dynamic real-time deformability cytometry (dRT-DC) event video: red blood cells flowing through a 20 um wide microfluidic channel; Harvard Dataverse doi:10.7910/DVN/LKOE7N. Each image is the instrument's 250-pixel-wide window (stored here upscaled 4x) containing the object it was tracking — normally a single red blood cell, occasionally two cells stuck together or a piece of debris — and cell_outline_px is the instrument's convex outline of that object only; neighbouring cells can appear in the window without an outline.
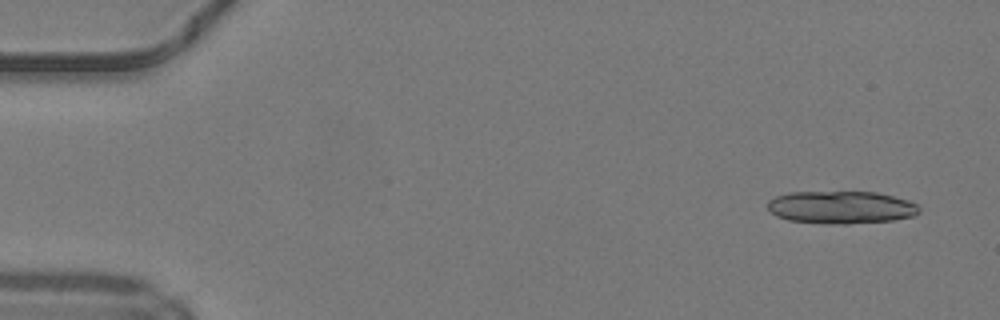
{"species": "common noctule bat (a hibernating species)", "species_latin": "Nyctalus noctula", "temperature_condition": "warm", "stored_images_in_passage": 41, "segment_of_instrument_passage": [1, 2], "camera_frame_rate_fps": 3000, "um_per_image_px": 0.085, "animal": {"sex": "male", "body_mass_g": 19.2, "forearm_length_mm": 51.8}, "frame": {"image": 1, "passage_image": 1, "time_ms": 0.0, "image_size_px": [1000, 320], "cell_outline_px": [[920, 212], [912, 216], [892, 220], [848, 224], [824, 224], [788, 220], [776, 216], [768, 208], [768, 200], [776, 196], [788, 192], [876, 192], [908, 200], [916, 204], [920, 208]], "centroid_in_image_um": [71.47, 17.63], "position_along_channel_um": 13.5, "area_um2": 28.9}}